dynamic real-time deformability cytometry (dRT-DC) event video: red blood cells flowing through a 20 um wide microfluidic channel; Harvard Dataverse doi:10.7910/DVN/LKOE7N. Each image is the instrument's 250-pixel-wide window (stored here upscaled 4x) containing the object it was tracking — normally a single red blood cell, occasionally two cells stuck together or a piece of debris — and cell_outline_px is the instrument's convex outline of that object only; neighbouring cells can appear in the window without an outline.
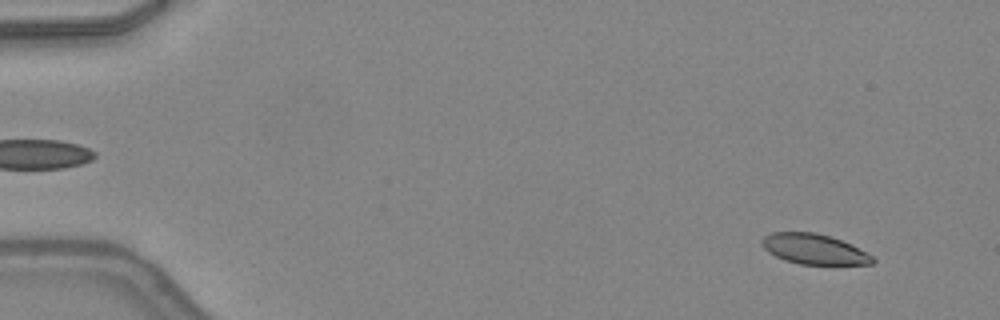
{"species": "common noctule bat (a hibernating species)", "species_latin": "Nyctalus noctula", "temperature_condition": "warm", "stored_images_in_passage": 49, "camera_frame_rate_fps": 3000, "um_per_image_px": 0.085, "animal": {"sex": "female", "body_mass_g": 24.6, "forearm_length_mm": 56.2}, "frame": {"image": 1, "passage_image": 4, "time_ms": 1.0, "image_size_px": [1000, 320], "cell_outline_px": [[876, 260], [872, 264], [800, 264], [784, 260], [768, 252], [760, 244], [760, 240], [764, 236], [772, 232], [816, 232], [840, 240], [872, 256]], "centroid_in_image_um": [69.12, 21.17], "position_along_channel_um": 15.9, "area_um2": 19.25}}
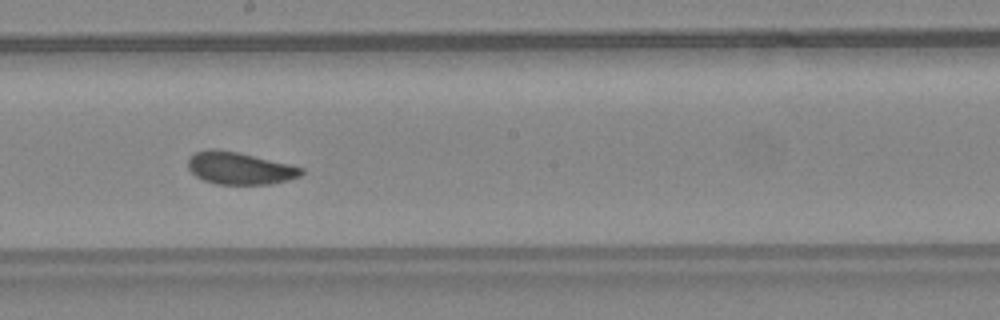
{"frame": {"image": 2, "passage_image": 28, "time_ms": 9.0, "image_size_px": [1000, 320], "cell_outline_px": [[304, 172], [300, 176], [288, 180], [272, 184], [216, 184], [204, 180], [196, 176], [188, 168], [188, 156], [196, 152], [208, 148], [216, 148], [236, 152], [288, 164], [304, 168]], "centroid_in_image_um": [20.34, 14.3], "position_along_channel_um": 227.9, "area_um2": 21.27}}
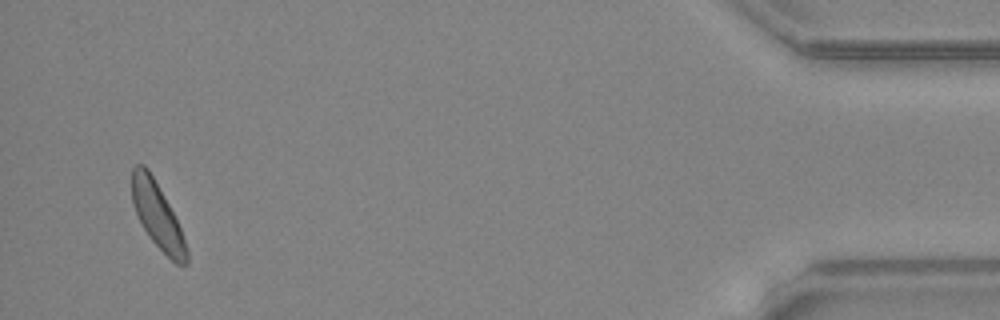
{"frame": {"image": 3, "passage_image": 47, "time_ms": 15.333, "image_size_px": [1000, 320], "cell_outline_px": [[188, 264], [176, 264], [148, 236], [132, 204], [132, 168], [136, 164], [144, 164], [148, 168], [168, 204], [180, 228], [188, 252]], "centroid_in_image_um": [13.36, 18.3], "position_along_channel_um": 421.8, "area_um2": 20.35}, "authors_computed_cell_mechanics": {"area_um2": 21.386, "velocity_mm_per_s": 4.2857, "shape_relaxation_time_tau1_ms": 2.5375, "shape_relaxation_time_tau2_ms": 2.6506, "deformation_change_tau1": 0.0883, "deformation_change_tau2": 0.0794}}